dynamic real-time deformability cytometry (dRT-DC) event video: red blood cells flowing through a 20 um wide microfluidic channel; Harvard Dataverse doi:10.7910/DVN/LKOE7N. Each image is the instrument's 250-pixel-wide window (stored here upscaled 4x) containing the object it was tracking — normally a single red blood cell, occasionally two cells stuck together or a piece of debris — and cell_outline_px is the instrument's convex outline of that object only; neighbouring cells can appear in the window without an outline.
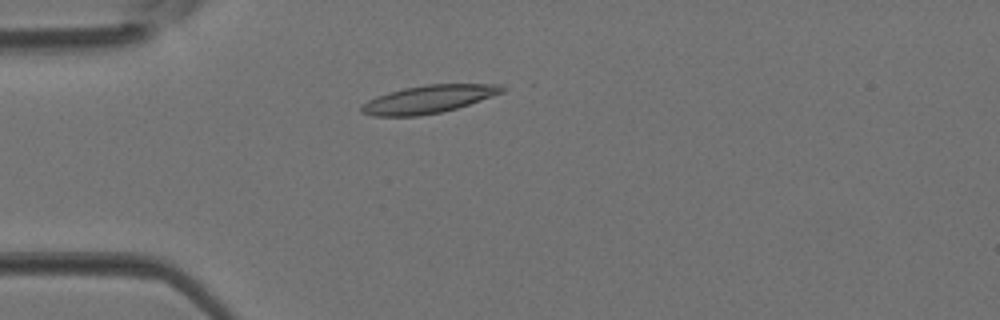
{"species": "Egyptian fruit bat (a non-hibernating species)", "species_latin": "Rousettus aegyptiacus", "temperature_condition": "room temperature", "stored_images_in_passage": 3, "camera_frame_rate_fps": 3000, "um_per_image_px": 0.085, "animal": {"sex": "female"}, "frame": {"image": 1, "passage_image": 3, "time_ms": 0.667, "image_size_px": [1000, 320], "cell_outline_px": [[504, 92], [456, 108], [440, 112], [416, 116], [372, 116], [360, 112], [360, 104], [376, 96], [404, 88], [428, 84], [500, 84], [504, 88]], "centroid_in_image_um": [36.37, 8.43], "position_along_channel_um": 48.6, "area_um2": 22.66}}